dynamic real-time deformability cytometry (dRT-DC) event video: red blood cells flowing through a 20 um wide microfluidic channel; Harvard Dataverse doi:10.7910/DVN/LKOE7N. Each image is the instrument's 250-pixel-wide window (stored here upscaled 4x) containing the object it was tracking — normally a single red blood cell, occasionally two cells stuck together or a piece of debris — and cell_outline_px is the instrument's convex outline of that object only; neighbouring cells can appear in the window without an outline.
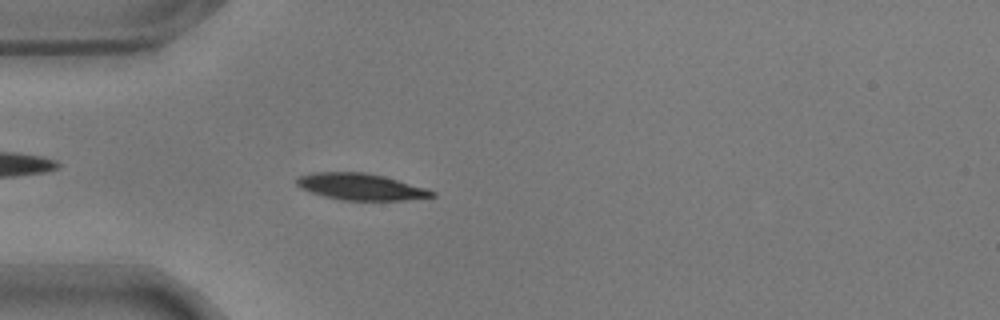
{"species": "common noctule bat (a hibernating species)", "species_latin": "Nyctalus noctula", "temperature_condition": "warm", "stored_images_in_passage": 47, "camera_frame_rate_fps": 3000, "um_per_image_px": 0.085, "animal": {"sex": "male", "body_mass_g": 17.9}, "frame": {"image": 1, "passage_image": 6, "time_ms": 1.667, "image_size_px": [1000, 320], "cell_outline_px": [[436, 196], [404, 200], [340, 200], [324, 196], [300, 188], [296, 184], [296, 180], [300, 176], [312, 172], [364, 172], [384, 176], [424, 188], [436, 192]], "centroid_in_image_um": [30.63, 15.87], "position_along_channel_um": 54.4, "area_um2": 20.75}}
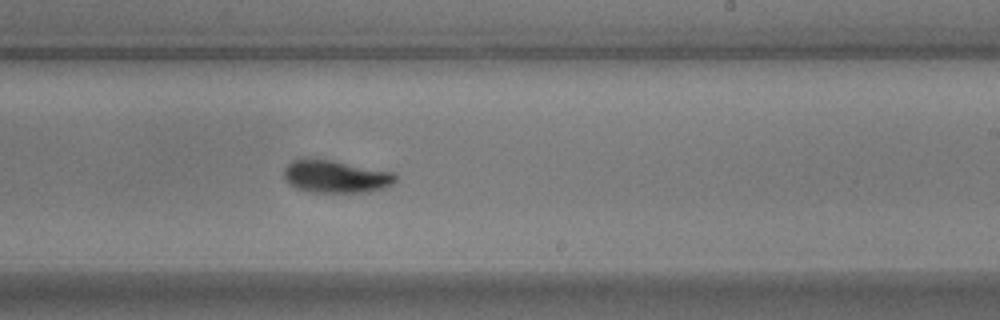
{"frame": {"image": 2, "passage_image": 24, "time_ms": 7.667, "image_size_px": [1000, 320], "cell_outline_px": [[396, 180], [392, 184], [384, 188], [372, 192], [312, 192], [288, 184], [284, 176], [284, 168], [292, 160], [300, 156], [308, 156], [332, 160], [392, 172], [396, 176]], "centroid_in_image_um": [28.49, 14.97], "position_along_channel_um": 260.5, "area_um2": 21.5}}
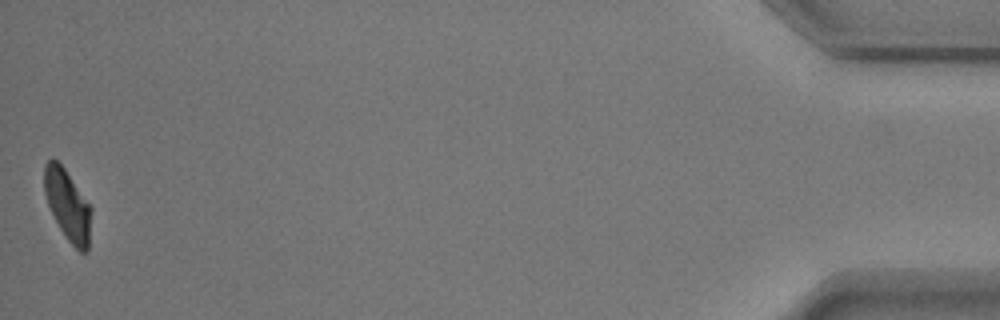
{"frame": {"image": 3, "passage_image": 46, "time_ms": 15.0, "image_size_px": [1000, 320], "cell_outline_px": [[92, 212], [88, 252], [80, 252], [68, 240], [60, 228], [48, 204], [44, 192], [44, 164], [48, 160], [56, 160], [64, 168], [92, 208]], "centroid_in_image_um": [5.77, 17.45], "position_along_channel_um": 429.4, "area_um2": 19.13}}